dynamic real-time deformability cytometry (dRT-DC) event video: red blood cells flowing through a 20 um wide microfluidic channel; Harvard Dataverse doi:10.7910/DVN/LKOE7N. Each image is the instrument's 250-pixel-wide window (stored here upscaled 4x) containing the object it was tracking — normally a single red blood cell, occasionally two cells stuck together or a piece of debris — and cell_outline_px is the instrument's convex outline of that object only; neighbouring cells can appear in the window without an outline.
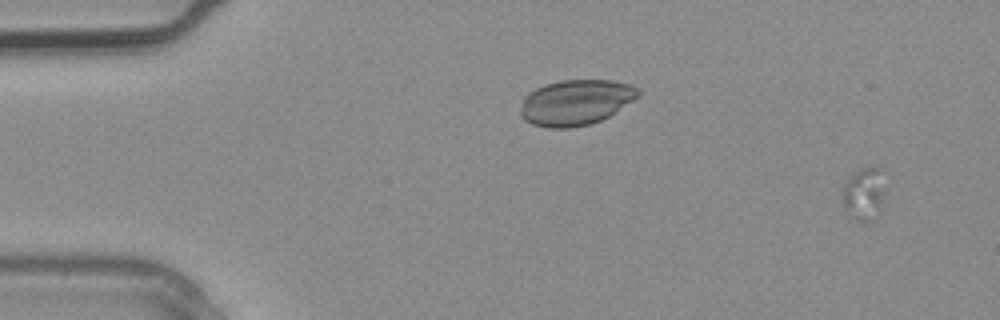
{"species": "common noctule bat (a hibernating species)", "species_latin": "Nyctalus noctula", "temperature_condition": "warm", "stored_images_in_passage": 2, "camera_frame_rate_fps": 3000, "um_per_image_px": 0.085, "animal": {"sex": "male", "body_mass_g": 20.4}, "frame": {"image": 1, "passage_image": 2, "time_ms": 0.333, "image_size_px": [1000, 320], "cell_outline_px": [[884, 192], [880, 208], [872, 220], [868, 224], [860, 224], [844, 208], [844, 184], [860, 168], [868, 164], [880, 164], [884, 168]], "centroid_in_image_um": [73.51, 16.4], "position_along_channel_um": 11.5, "area_um2": 13.53}}